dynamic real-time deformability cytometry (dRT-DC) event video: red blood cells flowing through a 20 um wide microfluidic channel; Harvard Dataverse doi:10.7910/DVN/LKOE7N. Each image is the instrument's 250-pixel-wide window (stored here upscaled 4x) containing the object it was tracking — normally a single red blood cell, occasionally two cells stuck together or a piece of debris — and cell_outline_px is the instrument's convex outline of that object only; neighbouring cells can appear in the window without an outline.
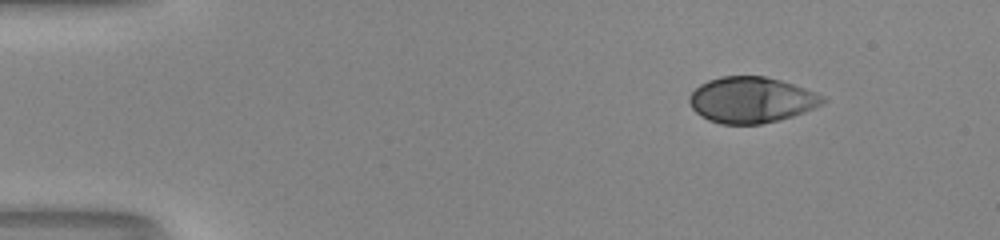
{"species": "human", "species_latin": "Homo sapiens", "temperature_condition": "room temperature", "stored_images_in_passage": 46, "camera_frame_rate_fps": 3000, "um_per_image_px": 0.085, "donor": {"sex": "male"}, "frame": {"image": 1, "passage_image": 1, "time_ms": 0.0, "image_size_px": [1000, 240], "cell_outline_px": [[828, 100], [824, 104], [804, 112], [792, 116], [760, 124], [720, 124], [708, 120], [700, 116], [692, 108], [688, 100], [688, 96], [700, 84], [708, 80], [724, 76], [764, 76], [780, 80], [816, 92], [824, 96]], "centroid_in_image_um": [63.86, 8.49], "position_along_channel_um": 21.1, "area_um2": 35.72}}
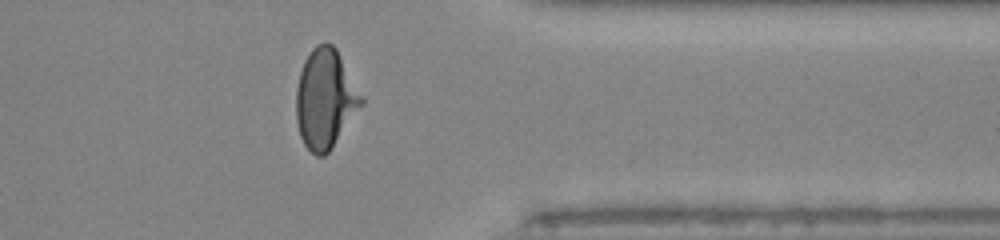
{"frame": {"image": 2, "passage_image": 36, "time_ms": 11.667, "image_size_px": [1000, 240], "cell_outline_px": [[364, 104], [328, 152], [324, 156], [316, 156], [304, 144], [300, 136], [296, 120], [296, 88], [300, 72], [304, 60], [312, 48], [316, 44], [332, 44], [336, 48], [364, 100]], "centroid_in_image_um": [27.63, 8.41], "position_along_channel_um": 383.8, "area_um2": 37.45}}
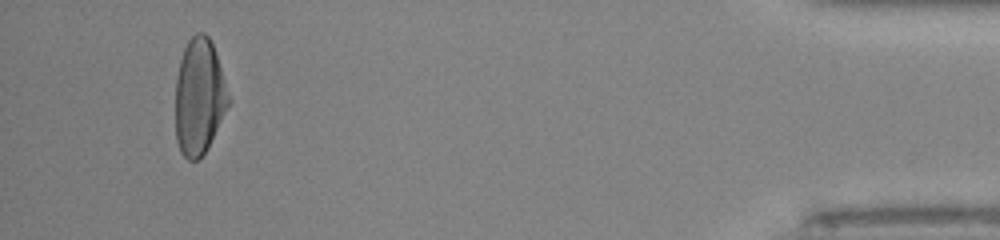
{"frame": {"image": 3, "passage_image": 43, "time_ms": 14.0, "image_size_px": [1000, 240], "cell_outline_px": [[232, 100], [208, 148], [196, 160], [188, 160], [180, 152], [176, 140], [176, 76], [180, 60], [184, 48], [188, 40], [196, 32], [204, 32], [208, 36], [216, 52]], "centroid_in_image_um": [16.95, 8.21], "position_along_channel_um": 418.2, "area_um2": 36.3}, "authors_computed_cell_mechanics": {"area_um2": 36.5874, "velocity_mm_per_s": 4.1158, "shape_relaxation_time_tau1_ms": 4.8945, "shape_relaxation_time_tau2_ms": null, "deformation_change_tau1": 0.2467, "deformation_change_tau2": null}}